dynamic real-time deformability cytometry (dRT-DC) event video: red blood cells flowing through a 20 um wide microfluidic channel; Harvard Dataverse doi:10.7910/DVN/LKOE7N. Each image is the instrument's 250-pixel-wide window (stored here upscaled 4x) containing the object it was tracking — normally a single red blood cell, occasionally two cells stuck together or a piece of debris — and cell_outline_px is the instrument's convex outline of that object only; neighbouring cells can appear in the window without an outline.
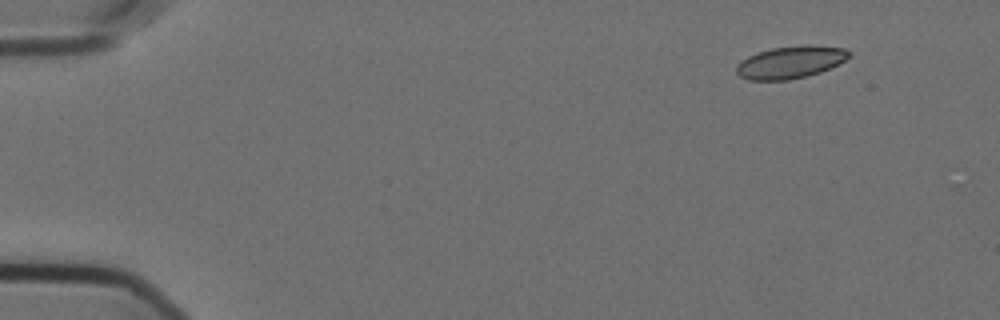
{"species": "Egyptian fruit bat (a non-hibernating species)", "species_latin": "Rousettus aegyptiacus", "temperature_condition": "cold", "stored_images_in_passage": 5, "camera_frame_rate_fps": 3000, "um_per_image_px": 0.085, "animal": {"sex": "female"}, "frame": {"image": 1, "passage_image": 1, "time_ms": 0.0, "image_size_px": [1000, 320], "cell_outline_px": [[852, 56], [820, 72], [808, 76], [788, 80], [748, 80], [740, 76], [736, 72], [736, 64], [740, 60], [748, 56], [772, 48], [804, 44], [812, 44], [844, 48], [852, 52]], "centroid_in_image_um": [67.19, 5.28], "position_along_channel_um": 17.8, "area_um2": 21.39}}